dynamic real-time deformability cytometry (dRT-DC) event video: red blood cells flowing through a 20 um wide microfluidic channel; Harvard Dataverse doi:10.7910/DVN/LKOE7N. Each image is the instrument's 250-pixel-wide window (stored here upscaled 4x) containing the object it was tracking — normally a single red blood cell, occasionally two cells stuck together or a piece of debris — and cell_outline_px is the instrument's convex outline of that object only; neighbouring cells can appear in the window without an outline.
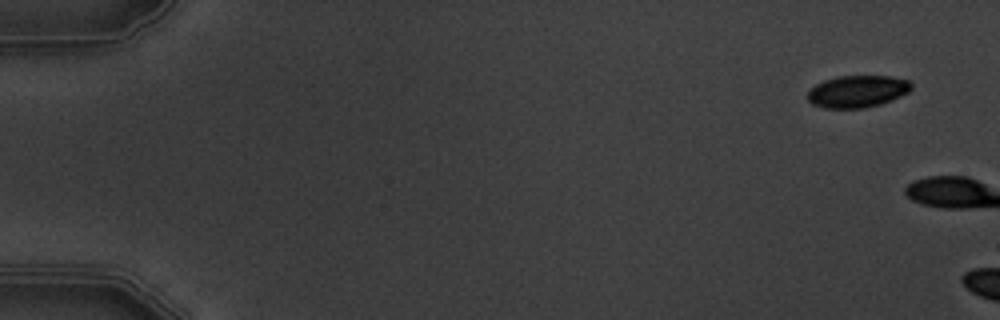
{"species": "common noctule bat (a hibernating species)", "species_latin": "Nyctalus noctula", "temperature_condition": "warm", "stored_images_in_passage": 2, "camera_frame_rate_fps": 3000, "um_per_image_px": 0.085, "animal": {"sex": "male", "body_mass_g": 19.5, "forearm_length_mm": 54.6}, "frame": {"image": 1, "passage_image": 1, "time_ms": 0.0, "image_size_px": [1000, 320], "cell_outline_px": [[912, 88], [908, 92], [892, 100], [880, 104], [864, 108], [824, 108], [812, 104], [808, 100], [808, 92], [816, 84], [824, 80], [836, 76], [892, 76], [908, 80], [912, 84]], "centroid_in_image_um": [72.89, 7.76], "position_along_channel_um": 12.1, "area_um2": 19.42}}